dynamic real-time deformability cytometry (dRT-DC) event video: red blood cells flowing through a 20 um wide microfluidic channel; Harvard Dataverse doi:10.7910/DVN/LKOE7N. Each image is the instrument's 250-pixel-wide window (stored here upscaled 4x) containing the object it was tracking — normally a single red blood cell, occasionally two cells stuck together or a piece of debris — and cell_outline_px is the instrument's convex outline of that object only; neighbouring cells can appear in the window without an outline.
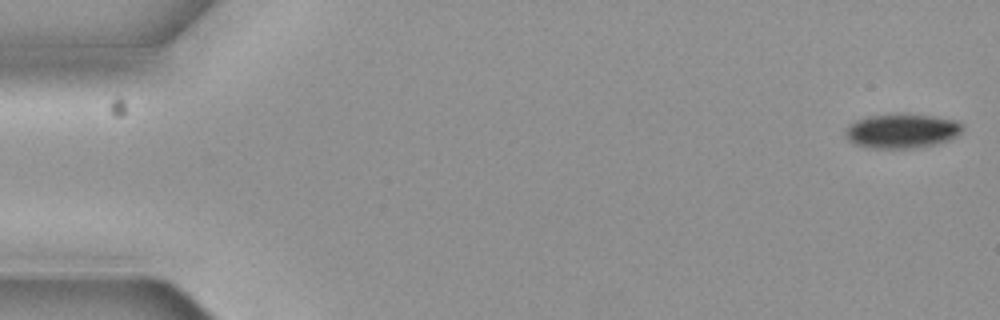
{"species": "common noctule bat (a hibernating species)", "species_latin": "Nyctalus noctula", "temperature_condition": "cold", "stored_images_in_passage": 7, "camera_frame_rate_fps": 3000, "um_per_image_px": 0.085, "animal": {"sex": "female", "body_mass_g": 19.3, "forearm_length_mm": 54.1}, "frame": {"image": 1, "passage_image": 1, "time_ms": 0.0, "image_size_px": [1000, 320], "cell_outline_px": [[964, 128], [956, 136], [948, 140], [936, 144], [912, 148], [876, 148], [856, 144], [848, 140], [844, 136], [844, 132], [848, 124], [856, 120], [868, 116], [932, 116], [956, 120], [964, 124]], "centroid_in_image_um": [76.65, 11.16], "position_along_channel_um": 8.3, "area_um2": 22.89}}
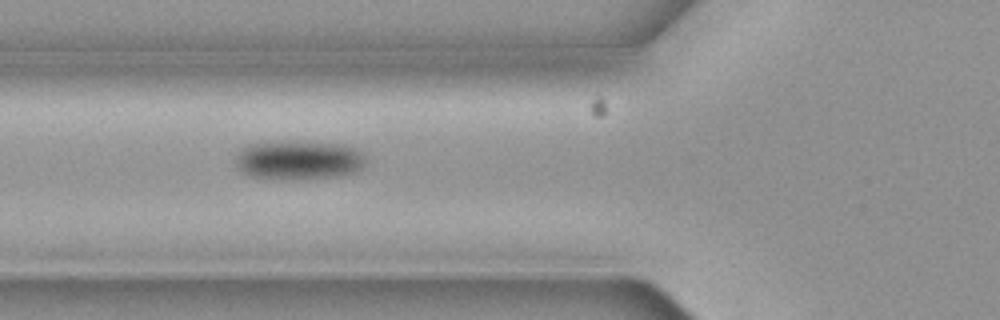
{"frame": {"image": 2, "passage_image": 6, "time_ms": 1.667, "image_size_px": [1000, 320], "cell_outline_px": [[364, 164], [356, 172], [340, 176], [300, 180], [248, 176], [236, 164], [236, 156], [240, 148], [248, 144], [340, 144], [352, 148], [360, 152], [364, 156]], "centroid_in_image_um": [25.38, 13.67], "position_along_channel_um": 100.4, "area_um2": 28.55}}
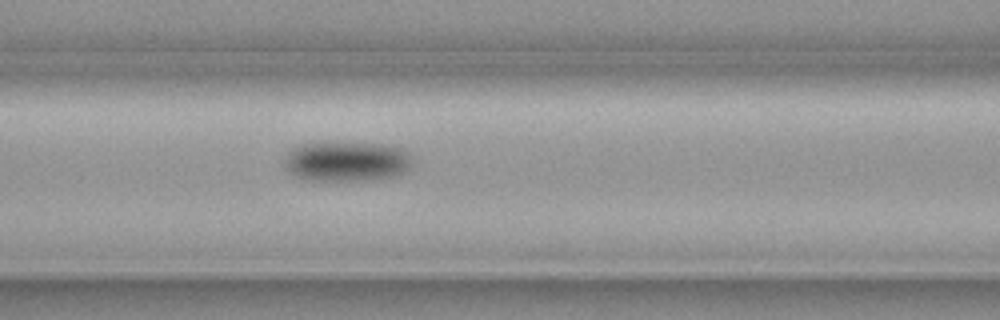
{"frame": {"image": 3, "passage_image": 7, "time_ms": 2.0, "image_size_px": [1000, 320], "cell_outline_px": [[412, 164], [404, 172], [392, 176], [368, 180], [304, 180], [292, 176], [284, 168], [284, 160], [288, 152], [292, 148], [300, 144], [336, 140], [384, 144], [400, 148], [408, 152], [412, 160]], "centroid_in_image_um": [29.39, 13.68], "position_along_channel_um": 137.2, "area_um2": 30.75}}